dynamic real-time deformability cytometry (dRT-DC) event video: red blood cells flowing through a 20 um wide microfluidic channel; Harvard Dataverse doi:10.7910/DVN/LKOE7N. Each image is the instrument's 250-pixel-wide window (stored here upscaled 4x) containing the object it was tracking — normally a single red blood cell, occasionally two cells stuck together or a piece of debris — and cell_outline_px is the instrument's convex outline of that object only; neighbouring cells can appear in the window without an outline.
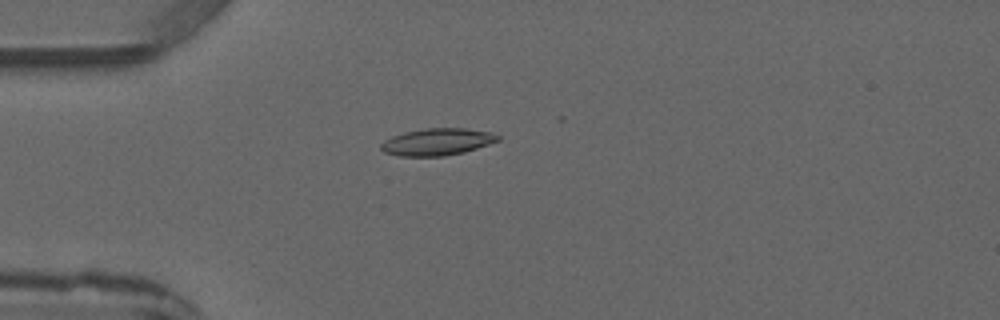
{"species": "common noctule bat (a hibernating species)", "species_latin": "Nyctalus noctula", "temperature_condition": "warm", "stored_images_in_passage": 3, "camera_frame_rate_fps": 3000, "um_per_image_px": 0.085, "animal": {"sex": "male", "forearm_length_mm": 52.5}, "frame": {"image": 1, "passage_image": 2, "time_ms": 1.333, "image_size_px": [1000, 320], "cell_outline_px": [[500, 140], [464, 152], [444, 156], [400, 156], [384, 152], [380, 148], [380, 144], [384, 140], [392, 136], [404, 132], [424, 128], [464, 128], [492, 132], [500, 136]], "centroid_in_image_um": [37.15, 12.05], "position_along_channel_um": 47.9, "area_um2": 18.44}}